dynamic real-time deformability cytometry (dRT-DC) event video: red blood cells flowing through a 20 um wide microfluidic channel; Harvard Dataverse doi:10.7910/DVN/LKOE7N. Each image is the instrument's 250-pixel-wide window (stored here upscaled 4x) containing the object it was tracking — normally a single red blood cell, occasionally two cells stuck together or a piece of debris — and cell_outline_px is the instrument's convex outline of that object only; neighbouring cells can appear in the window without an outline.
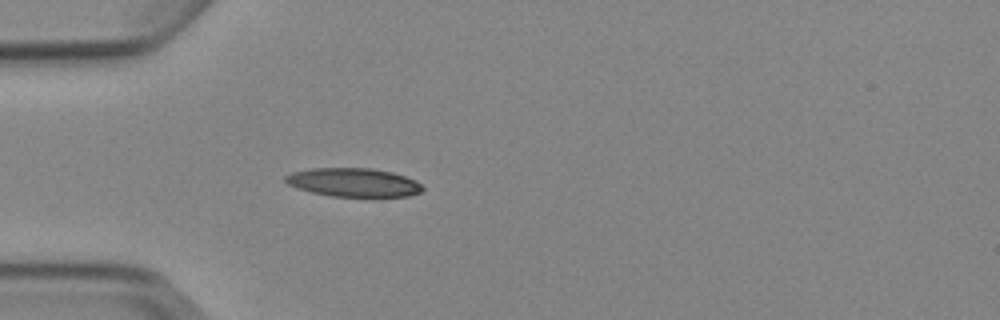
{"species": "Egyptian fruit bat (a non-hibernating species)", "species_latin": "Rousettus aegyptiacus", "temperature_condition": "cold", "stored_images_in_passage": 4, "camera_frame_rate_fps": 3000, "um_per_image_px": 0.085, "animal": {"sex": "female"}, "frame": {"image": 1, "passage_image": 4, "time_ms": 3.333, "image_size_px": [1000, 320], "cell_outline_px": [[424, 188], [420, 192], [408, 196], [332, 196], [312, 192], [296, 188], [288, 184], [284, 180], [284, 176], [292, 172], [312, 168], [372, 168], [392, 172], [416, 180]], "centroid_in_image_um": [30.03, 15.49], "position_along_channel_um": 55.0, "area_um2": 22.77}}